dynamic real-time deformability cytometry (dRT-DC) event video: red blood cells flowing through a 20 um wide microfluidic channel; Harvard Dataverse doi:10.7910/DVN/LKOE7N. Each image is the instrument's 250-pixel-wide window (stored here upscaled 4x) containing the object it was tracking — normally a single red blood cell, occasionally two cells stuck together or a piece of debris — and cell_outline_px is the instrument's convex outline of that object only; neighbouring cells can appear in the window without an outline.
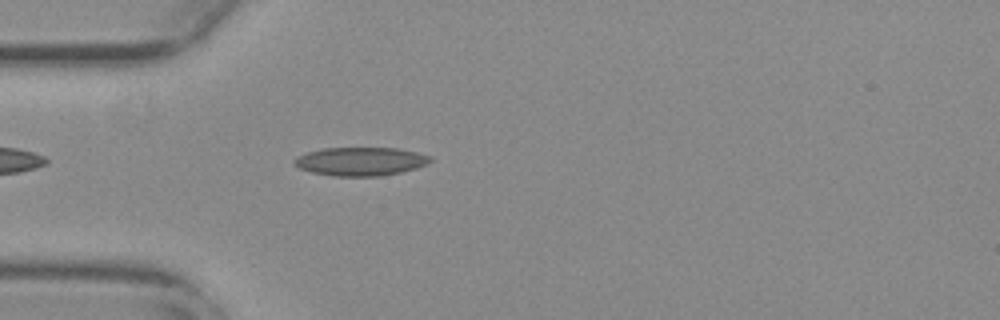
{"species": "common noctule bat (a hibernating species)", "species_latin": "Nyctalus noctula", "temperature_condition": "warm", "stored_images_in_passage": 39, "camera_frame_rate_fps": 3000, "um_per_image_px": 0.085, "animal": {"sex": "female", "body_mass_g": 29.2, "forearm_length_mm": 56.3}, "frame": {"image": 1, "passage_image": 1, "time_ms": 0.0, "image_size_px": [1000, 320], "cell_outline_px": [[432, 160], [416, 168], [400, 172], [380, 176], [336, 176], [312, 172], [300, 168], [292, 164], [292, 160], [296, 156], [320, 148], [396, 148], [416, 152], [432, 156]], "centroid_in_image_um": [30.6, 13.71], "position_along_channel_um": 54.4, "area_um2": 22.54}}
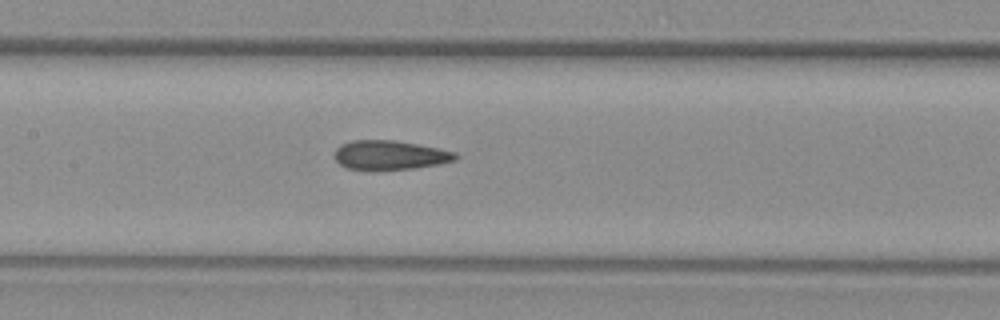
{"frame": {"image": 2, "passage_image": 11, "time_ms": 3.333, "image_size_px": [1000, 320], "cell_outline_px": [[460, 156], [456, 160], [440, 164], [416, 168], [372, 172], [348, 168], [340, 164], [336, 160], [336, 148], [340, 144], [352, 140], [396, 140], [456, 152]], "centroid_in_image_um": [33.15, 13.21], "position_along_channel_um": 174.3, "area_um2": 21.1}}
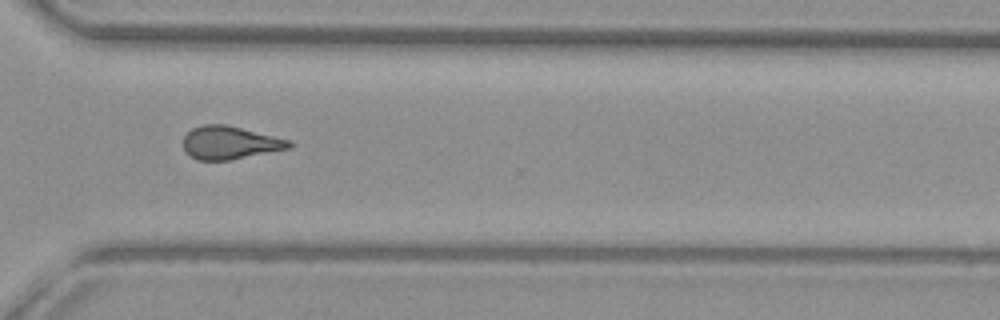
{"frame": {"image": 3, "passage_image": 25, "time_ms": 8.0, "image_size_px": [1000, 320], "cell_outline_px": [[292, 148], [228, 160], [196, 160], [184, 152], [184, 136], [192, 128], [204, 124], [224, 124], [288, 140], [292, 144]], "centroid_in_image_um": [19.49, 12.14], "position_along_channel_um": 351.1, "area_um2": 20.11}, "authors_computed_cell_mechanics": {"area_um2": 20.6346, "velocity_mm_per_s": 3.7983, "shape_relaxation_time_tau1_ms": null, "shape_relaxation_time_tau2_ms": 2.2881, "deformation_change_tau1": null, "deformation_change_tau2": 0.113}}